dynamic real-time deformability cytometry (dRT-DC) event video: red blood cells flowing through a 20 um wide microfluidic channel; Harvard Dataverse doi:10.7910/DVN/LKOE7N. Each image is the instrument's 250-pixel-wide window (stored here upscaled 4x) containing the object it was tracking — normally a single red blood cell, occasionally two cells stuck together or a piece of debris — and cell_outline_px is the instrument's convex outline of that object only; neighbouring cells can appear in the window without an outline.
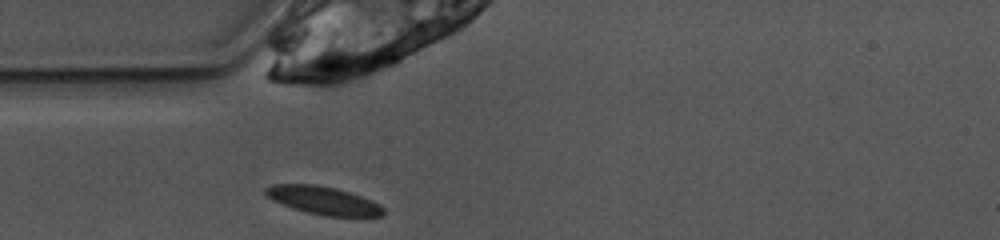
{"species": "common noctule bat (a hibernating species)", "species_latin": "Nyctalus noctula", "temperature_condition": "warm", "stored_images_in_passage": 28, "camera_frame_rate_fps": 3000, "um_per_image_px": 0.085, "animal": {"sex": "female", "body_mass_g": 10.0, "forearm_length_mm": 53.1}, "frame": {"image": 1, "passage_image": 1, "time_ms": 0.0, "image_size_px": [1000, 240], "cell_outline_px": [[384, 216], [324, 216], [292, 208], [272, 200], [264, 192], [264, 188], [272, 184], [316, 184], [336, 188], [372, 200], [380, 204], [384, 208]], "centroid_in_image_um": [27.48, 17.03], "position_along_channel_um": 57.5, "area_um2": 19.25}}
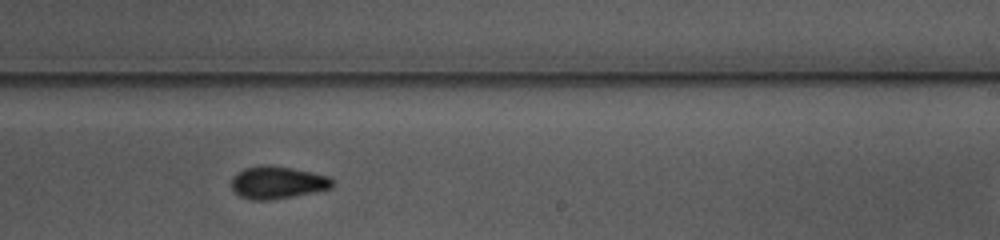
{"frame": {"image": 2, "passage_image": 17, "time_ms": 5.333, "image_size_px": [1000, 240], "cell_outline_px": [[332, 188], [292, 196], [268, 200], [252, 200], [240, 196], [232, 188], [232, 176], [236, 172], [244, 168], [260, 164], [268, 164], [292, 168], [328, 176], [332, 180]], "centroid_in_image_um": [23.53, 15.49], "position_along_channel_um": 265.5, "area_um2": 19.02}}
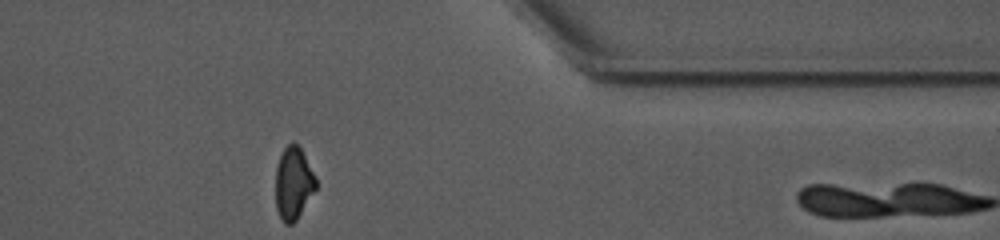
{"frame": {"image": 3, "passage_image": 28, "time_ms": 9.0, "image_size_px": [1000, 240], "cell_outline_px": [[316, 188], [296, 220], [292, 224], [284, 224], [276, 208], [276, 168], [280, 156], [284, 148], [292, 140], [300, 144], [316, 176]], "centroid_in_image_um": [24.95, 15.52], "position_along_channel_um": 386.5, "area_um2": 17.22}, "authors_computed_cell_mechanics": {"area_um2": 18.9006, "velocity_mm_per_s": 3.8896, "shape_relaxation_time_tau1_ms": 3.474, "shape_relaxation_time_tau2_ms": 5.7259, "deformation_change_tau1": 0.1411, "deformation_change_tau2": 0.096}}